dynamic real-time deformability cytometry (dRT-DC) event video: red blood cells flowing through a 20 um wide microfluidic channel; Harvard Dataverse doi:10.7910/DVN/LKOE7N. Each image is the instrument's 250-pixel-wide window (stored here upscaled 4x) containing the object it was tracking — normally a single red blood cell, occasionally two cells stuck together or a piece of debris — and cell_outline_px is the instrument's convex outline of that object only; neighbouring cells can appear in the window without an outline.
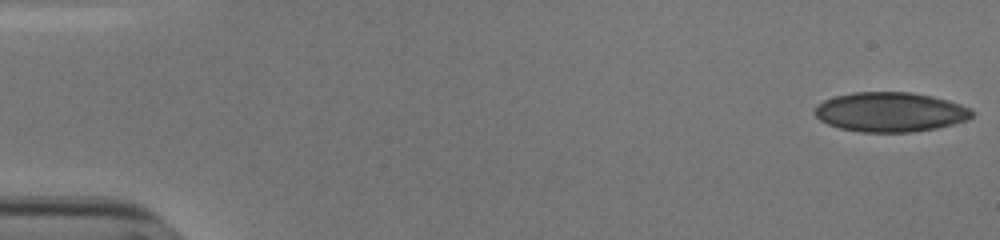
{"species": "human", "species_latin": "Homo sapiens", "temperature_condition": "cold", "stored_images_in_passage": 54, "camera_frame_rate_fps": 3000, "um_per_image_px": 0.085, "donor": {"sex": "male"}, "frame": {"image": 1, "passage_image": 1, "time_ms": 0.0, "image_size_px": [1000, 240], "cell_outline_px": [[972, 116], [968, 120], [936, 128], [912, 132], [860, 132], [840, 128], [828, 124], [820, 120], [816, 116], [816, 104], [824, 100], [836, 96], [852, 92], [912, 92], [932, 96], [948, 100], [960, 104], [968, 108], [972, 112]], "centroid_in_image_um": [75.66, 9.52], "position_along_channel_um": 9.3, "area_um2": 36.18}}
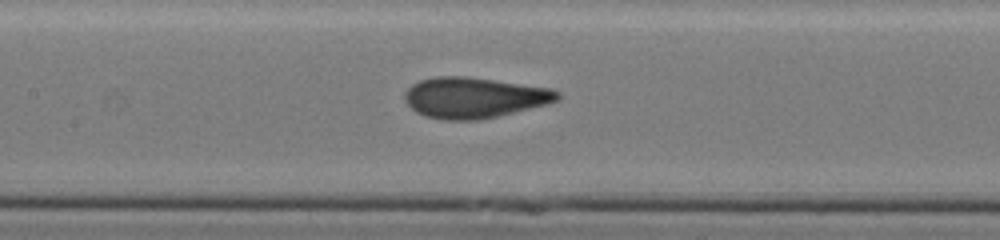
{"frame": {"image": 2, "passage_image": 26, "time_ms": 8.333, "image_size_px": [1000, 240], "cell_outline_px": [[560, 96], [556, 100], [548, 104], [496, 116], [476, 120], [444, 120], [424, 116], [416, 112], [404, 100], [404, 92], [412, 84], [420, 80], [436, 76], [464, 76], [552, 88], [560, 92]], "centroid_in_image_um": [40.27, 8.29], "position_along_channel_um": 167.1, "area_um2": 36.13}}
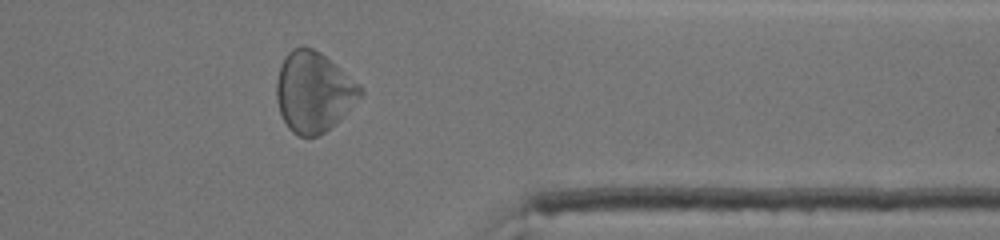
{"frame": {"image": 3, "passage_image": 44, "time_ms": 14.333, "image_size_px": [1000, 240], "cell_outline_px": [[364, 92], [324, 132], [316, 136], [300, 136], [292, 132], [288, 128], [280, 112], [276, 100], [276, 80], [280, 64], [284, 56], [292, 48], [300, 44], [304, 44], [320, 52], [336, 64], [364, 88]], "centroid_in_image_um": [26.6, 7.75], "position_along_channel_um": 384.8, "area_um2": 38.96}, "authors_computed_cell_mechanics": {"area_um2": 36.2406, "velocity_mm_per_s": 3.8, "shape_relaxation_time_tau1_ms": 8.4682, "shape_relaxation_time_tau2_ms": 1.0742, "deformation_change_tau1": 0.18, "deformation_change_tau2": 0.0811}}